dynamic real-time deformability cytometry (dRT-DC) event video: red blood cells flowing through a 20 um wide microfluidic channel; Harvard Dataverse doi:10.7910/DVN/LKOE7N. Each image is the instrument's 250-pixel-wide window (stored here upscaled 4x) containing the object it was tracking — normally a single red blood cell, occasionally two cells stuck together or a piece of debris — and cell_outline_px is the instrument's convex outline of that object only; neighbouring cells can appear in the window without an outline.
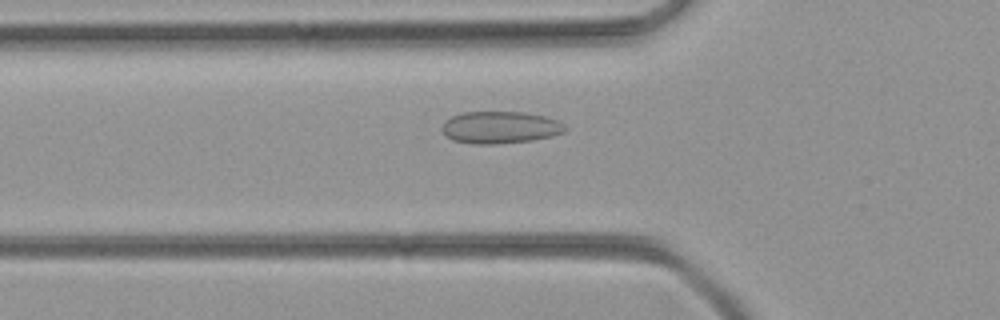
{"species": "common noctule bat (a hibernating species)", "species_latin": "Nyctalus noctula", "temperature_condition": "room temperature", "stored_images_in_passage": 51, "camera_frame_rate_fps": 3000, "um_per_image_px": 0.085, "animal": {"sex": "female", "body_mass_g": 21.9}, "frame": {"image": 1, "passage_image": 18, "time_ms": 5.667, "image_size_px": [1000, 320], "cell_outline_px": [[568, 128], [564, 132], [552, 136], [532, 140], [496, 144], [476, 144], [452, 140], [440, 128], [452, 116], [464, 112], [524, 112], [544, 116], [556, 120], [564, 124]], "centroid_in_image_um": [42.54, 10.83], "position_along_channel_um": 83.3, "area_um2": 22.89}}
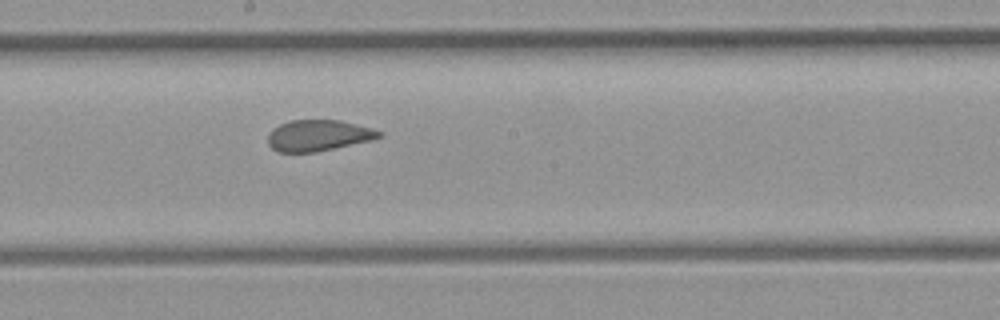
{"frame": {"image": 2, "passage_image": 28, "time_ms": 9.0, "image_size_px": [1000, 320], "cell_outline_px": [[384, 136], [372, 140], [316, 152], [280, 152], [272, 148], [268, 144], [268, 136], [280, 124], [288, 120], [340, 120], [372, 128], [384, 132]], "centroid_in_image_um": [27.11, 11.51], "position_along_channel_um": 221.1, "area_um2": 20.11}}
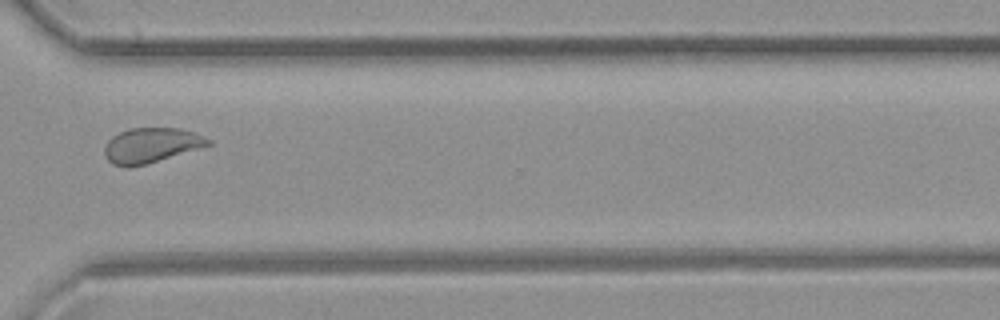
{"frame": {"image": 3, "passage_image": 38, "time_ms": 12.333, "image_size_px": [1000, 320], "cell_outline_px": [[212, 144], [144, 164], [128, 168], [112, 164], [104, 156], [104, 148], [108, 140], [112, 136], [128, 128], [180, 128], [204, 136], [212, 140]], "centroid_in_image_um": [12.8, 12.34], "position_along_channel_um": 357.8, "area_um2": 20.92}}